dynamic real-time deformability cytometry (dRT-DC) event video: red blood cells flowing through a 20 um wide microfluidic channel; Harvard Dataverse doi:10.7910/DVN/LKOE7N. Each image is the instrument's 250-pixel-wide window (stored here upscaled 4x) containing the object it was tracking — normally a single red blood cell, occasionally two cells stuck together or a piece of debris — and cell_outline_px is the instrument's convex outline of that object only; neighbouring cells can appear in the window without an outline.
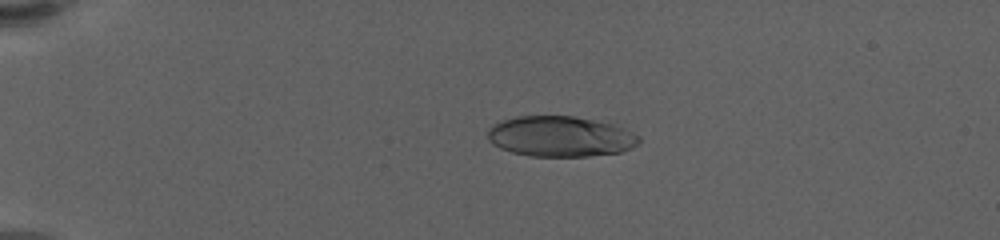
{"species": "human", "species_latin": "Homo sapiens", "temperature_condition": "warm", "stored_images_in_passage": 62, "camera_frame_rate_fps": 3000, "um_per_image_px": 0.085, "donor": {"sex": "female"}, "frame": {"image": 1, "passage_image": 15, "time_ms": 4.667, "image_size_px": [1000, 240], "cell_outline_px": [[640, 144], [632, 148], [620, 152], [588, 156], [528, 156], [512, 152], [500, 148], [492, 144], [488, 140], [488, 128], [492, 124], [516, 116], [576, 116], [612, 124], [624, 128], [640, 136]], "centroid_in_image_um": [47.63, 11.6], "position_along_channel_um": 37.4, "area_um2": 35.89}}
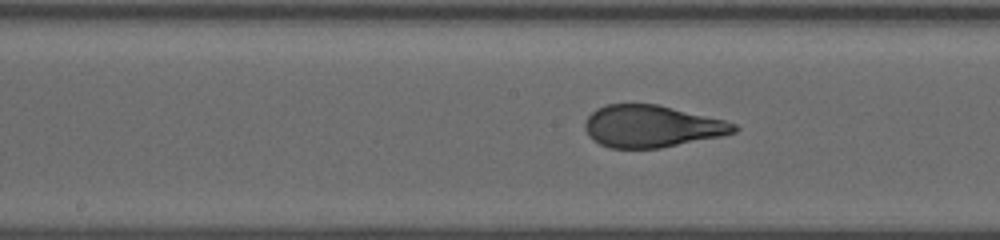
{"frame": {"image": 2, "passage_image": 34, "time_ms": 11.0, "image_size_px": [1000, 240], "cell_outline_px": [[740, 128], [736, 132], [720, 136], [660, 148], [608, 148], [592, 140], [588, 136], [584, 128], [584, 120], [596, 108], [608, 104], [656, 104], [724, 120], [736, 124]], "centroid_in_image_um": [55.35, 10.74], "position_along_channel_um": 192.9, "area_um2": 36.47}}
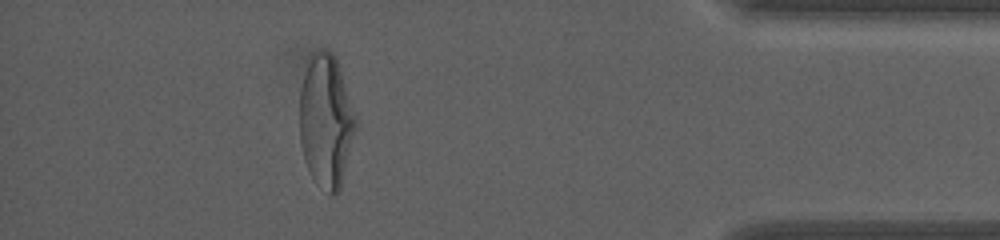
{"frame": {"image": 3, "passage_image": 56, "time_ms": 18.333, "image_size_px": [1000, 240], "cell_outline_px": [[356, 128], [340, 188], [332, 196], [316, 184], [304, 160], [300, 144], [300, 88], [308, 64], [324, 48], [332, 52], [336, 60], [356, 116]], "centroid_in_image_um": [27.7, 10.36], "position_along_channel_um": 407.5, "area_um2": 42.54}, "authors_computed_cell_mechanics": {"area_um2": 37.6567, "velocity_mm_per_s": 3.4414, "shape_relaxation_time_tau1_ms": 5.2856, "shape_relaxation_time_tau2_ms": null, "deformation_change_tau1": 0.2385, "deformation_change_tau2": null}}